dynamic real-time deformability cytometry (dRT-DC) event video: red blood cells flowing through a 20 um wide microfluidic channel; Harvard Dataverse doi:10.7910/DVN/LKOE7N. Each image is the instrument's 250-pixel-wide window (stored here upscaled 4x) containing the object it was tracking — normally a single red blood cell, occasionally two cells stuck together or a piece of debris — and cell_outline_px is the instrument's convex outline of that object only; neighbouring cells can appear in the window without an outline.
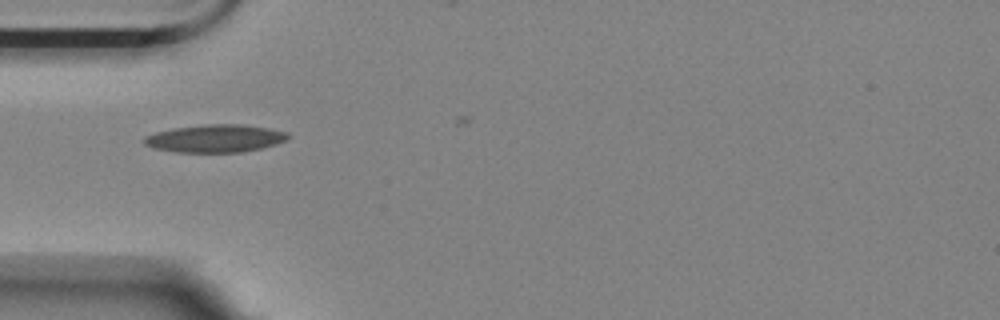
{"species": "Egyptian fruit bat (a non-hibernating species)", "species_latin": "Rousettus aegyptiacus", "temperature_condition": "room temperature", "stored_images_in_passage": 32, "camera_frame_rate_fps": 3000, "um_per_image_px": 0.085, "animal": {"sex": "female"}, "frame": {"image": 1, "passage_image": 1, "time_ms": 0.0, "image_size_px": [1000, 320], "cell_outline_px": [[292, 136], [288, 140], [276, 144], [260, 148], [240, 152], [176, 152], [152, 148], [144, 144], [144, 136], [156, 132], [172, 128], [204, 124], [244, 124], [268, 128], [288, 132]], "centroid_in_image_um": [18.31, 11.76], "position_along_channel_um": 66.7, "area_um2": 23.47}}
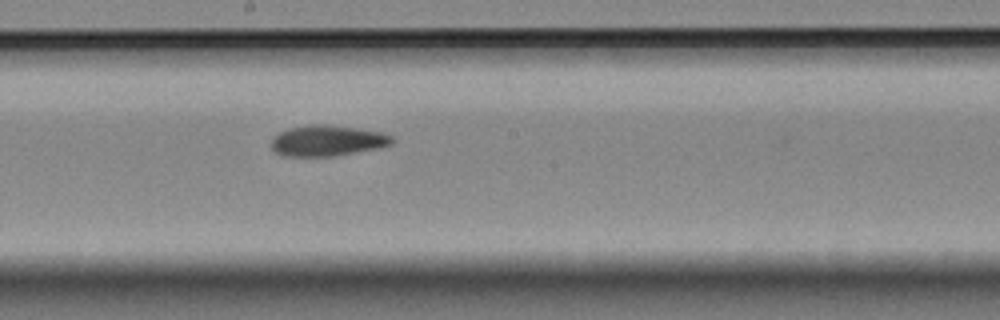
{"frame": {"image": 2, "passage_image": 14, "time_ms": 4.333, "image_size_px": [1000, 320], "cell_outline_px": [[396, 140], [392, 144], [380, 148], [336, 156], [284, 156], [276, 152], [268, 144], [272, 136], [288, 128], [308, 124], [324, 124], [356, 128], [380, 132], [392, 136]], "centroid_in_image_um": [27.8, 11.96], "position_along_channel_um": 220.4, "area_um2": 22.02}}
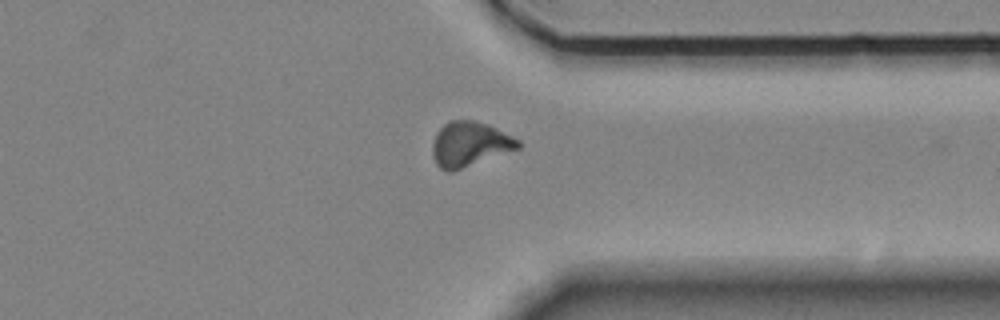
{"frame": {"image": 3, "passage_image": 27, "time_ms": 8.667, "image_size_px": [1000, 320], "cell_outline_px": [[520, 148], [452, 172], [448, 172], [440, 168], [436, 164], [432, 156], [432, 144], [436, 132], [448, 120], [472, 120], [488, 124], [520, 140]], "centroid_in_image_um": [39.9, 12.26], "position_along_channel_um": 371.5, "area_um2": 22.48}, "authors_computed_cell_mechanics": {"area_um2": 21.675, "velocity_mm_per_s": 3.5309, "shape_relaxation_time_tau1_ms": null, "shape_relaxation_time_tau2_ms": 6.6069, "deformation_change_tau1": null, "deformation_change_tau2": 0.137}}